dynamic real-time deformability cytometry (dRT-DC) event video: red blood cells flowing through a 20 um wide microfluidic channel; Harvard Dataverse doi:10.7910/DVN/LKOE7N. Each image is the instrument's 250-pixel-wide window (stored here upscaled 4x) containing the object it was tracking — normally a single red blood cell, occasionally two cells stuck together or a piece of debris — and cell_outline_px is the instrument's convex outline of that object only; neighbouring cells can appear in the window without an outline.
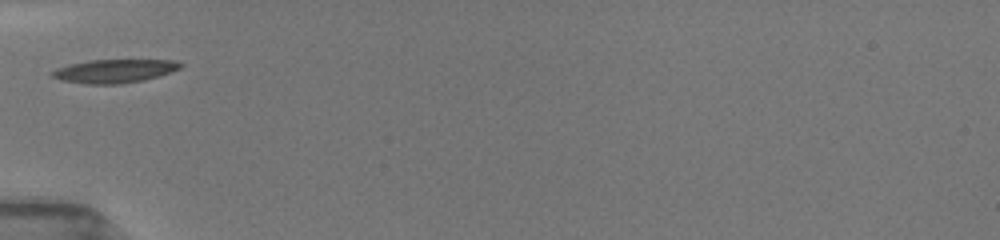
{"species": "common noctule bat (a hibernating species)", "species_latin": "Nyctalus noctula", "temperature_condition": "room temperature", "stored_images_in_passage": 6, "camera_frame_rate_fps": 3000, "um_per_image_px": 0.085, "animal": {"sex": "female", "body_mass_g": 19.5, "forearm_length_mm": 54.1}, "frame": {"image": 1, "passage_image": 1, "time_ms": 0.0, "image_size_px": [1000, 240], "cell_outline_px": [[184, 64], [180, 68], [156, 76], [140, 80], [120, 84], [88, 84], [60, 80], [52, 76], [52, 72], [56, 68], [68, 64], [88, 60], [172, 60]], "centroid_in_image_um": [9.66, 6.03], "position_along_channel_um": 75.3, "area_um2": 17.28}}
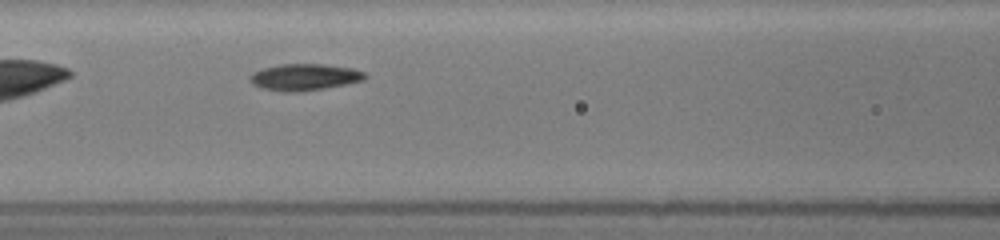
{"frame": {"image": 2, "passage_image": 6, "time_ms": 1.667, "image_size_px": [1000, 240], "cell_outline_px": [[368, 76], [364, 80], [348, 84], [324, 88], [296, 92], [284, 92], [260, 88], [252, 84], [248, 80], [248, 76], [252, 72], [264, 68], [280, 64], [324, 64], [352, 68], [364, 72]], "centroid_in_image_um": [25.85, 6.56], "position_along_channel_um": 140.7, "area_um2": 18.03}}